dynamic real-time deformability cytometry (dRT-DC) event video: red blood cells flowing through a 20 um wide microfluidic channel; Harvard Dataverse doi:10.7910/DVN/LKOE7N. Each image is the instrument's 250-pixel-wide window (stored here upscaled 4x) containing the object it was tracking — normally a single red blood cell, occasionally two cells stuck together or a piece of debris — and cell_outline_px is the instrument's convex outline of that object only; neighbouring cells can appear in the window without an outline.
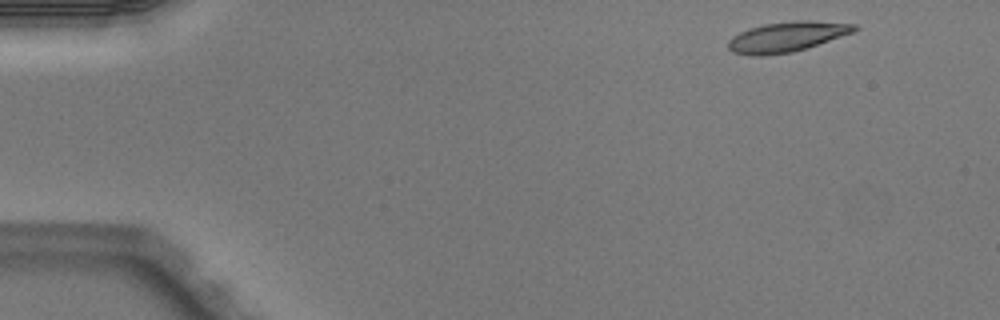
{"species": "Egyptian fruit bat (a non-hibernating species)", "species_latin": "Rousettus aegyptiacus", "temperature_condition": "warm", "stored_images_in_passage": 5, "camera_frame_rate_fps": 3000, "um_per_image_px": 0.085, "animal": {"sex": "male"}, "frame": {"image": 1, "passage_image": 1, "time_ms": 0.0, "image_size_px": [1000, 320], "cell_outline_px": [[860, 28], [852, 32], [808, 48], [792, 52], [760, 56], [752, 56], [732, 52], [728, 48], [728, 40], [732, 36], [740, 32], [764, 24], [796, 20], [808, 20], [856, 24]], "centroid_in_image_um": [66.88, 3.13], "position_along_channel_um": 18.1, "area_um2": 22.08}}
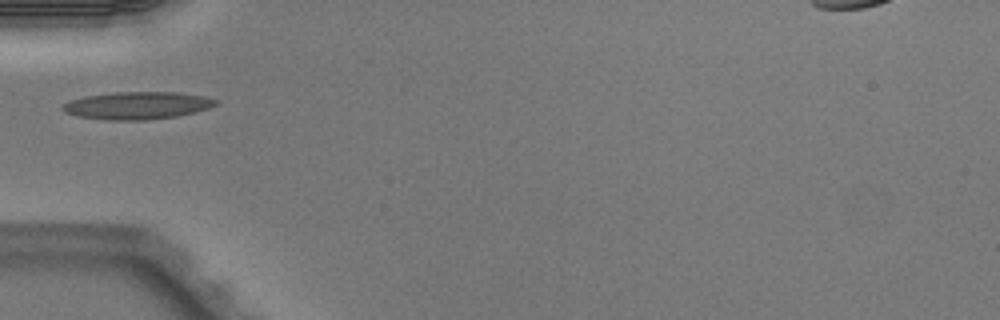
{"frame": {"image": 2, "passage_image": 4, "time_ms": 1.0, "image_size_px": [1000, 320], "cell_outline_px": [[220, 100], [216, 104], [208, 108], [196, 112], [176, 116], [144, 120], [108, 120], [76, 116], [64, 112], [60, 108], [68, 100], [84, 96], [116, 92], [176, 92], [204, 96]], "centroid_in_image_um": [11.64, 8.96], "position_along_channel_um": 73.4, "area_um2": 24.62}}
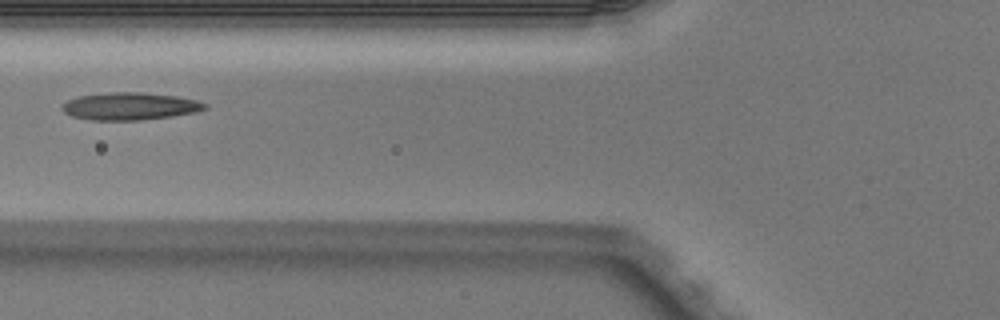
{"frame": {"image": 3, "passage_image": 5, "time_ms": 1.333, "image_size_px": [1000, 320], "cell_outline_px": [[208, 108], [196, 112], [172, 116], [140, 120], [92, 120], [72, 116], [64, 112], [60, 108], [68, 100], [80, 96], [108, 92], [144, 92], [176, 96], [196, 100], [208, 104]], "centroid_in_image_um": [11.07, 9.03], "position_along_channel_um": 114.7, "area_um2": 22.83}}